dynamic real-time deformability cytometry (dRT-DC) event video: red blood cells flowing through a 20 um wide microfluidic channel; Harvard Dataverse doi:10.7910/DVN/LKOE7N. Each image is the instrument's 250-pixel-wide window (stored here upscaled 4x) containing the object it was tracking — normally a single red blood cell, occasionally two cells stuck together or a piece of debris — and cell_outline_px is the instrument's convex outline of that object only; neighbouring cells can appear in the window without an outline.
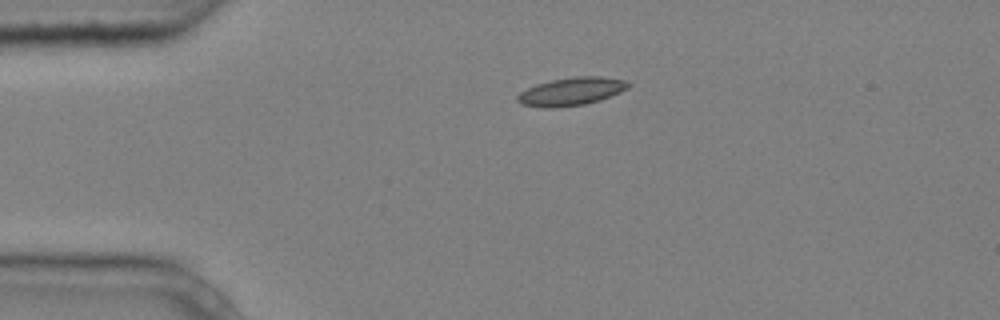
{"species": "common noctule bat (a hibernating species)", "species_latin": "Nyctalus noctula", "temperature_condition": "cold", "stored_images_in_passage": 3, "camera_frame_rate_fps": 3000, "um_per_image_px": 0.085, "animal": {"sex": "male", "body_mass_g": 20.4}, "frame": {"image": 1, "passage_image": 1, "time_ms": 0.0, "image_size_px": [1000, 320], "cell_outline_px": [[632, 84], [628, 88], [620, 92], [600, 100], [584, 104], [544, 108], [520, 104], [516, 100], [516, 96], [520, 92], [536, 84], [552, 80], [576, 76], [600, 76], [624, 80]], "centroid_in_image_um": [48.55, 7.77], "position_along_channel_um": 36.4, "area_um2": 17.98}}
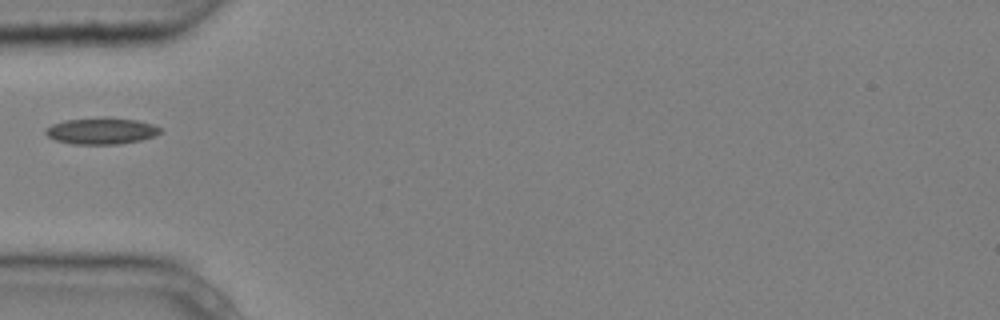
{"frame": {"image": 2, "passage_image": 2, "time_ms": 0.333, "image_size_px": [1000, 320], "cell_outline_px": [[160, 132], [156, 136], [140, 140], [120, 144], [72, 144], [56, 140], [48, 136], [44, 132], [44, 128], [52, 124], [64, 120], [100, 116], [108, 116], [136, 120], [152, 124], [160, 128]], "centroid_in_image_um": [8.59, 11.11], "position_along_channel_um": 76.4, "area_um2": 18.03}}
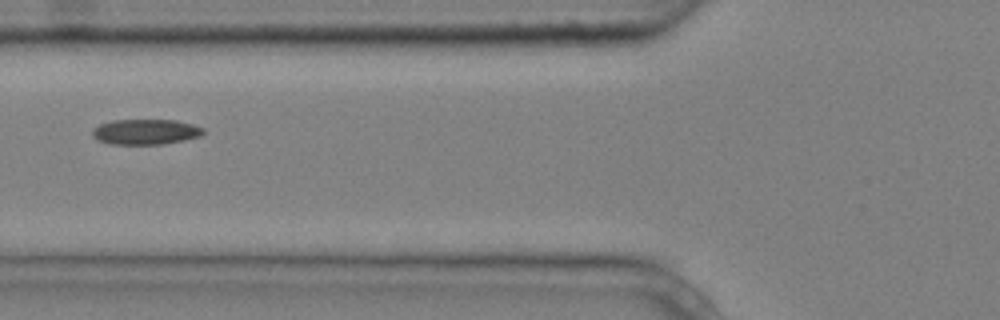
{"frame": {"image": 3, "passage_image": 3, "time_ms": 0.667, "image_size_px": [1000, 320], "cell_outline_px": [[204, 132], [200, 136], [184, 140], [164, 144], [108, 144], [96, 140], [92, 136], [92, 128], [100, 124], [112, 120], [176, 120], [192, 124], [204, 128]], "centroid_in_image_um": [12.34, 11.21], "position_along_channel_um": 113.5, "area_um2": 16.53}}